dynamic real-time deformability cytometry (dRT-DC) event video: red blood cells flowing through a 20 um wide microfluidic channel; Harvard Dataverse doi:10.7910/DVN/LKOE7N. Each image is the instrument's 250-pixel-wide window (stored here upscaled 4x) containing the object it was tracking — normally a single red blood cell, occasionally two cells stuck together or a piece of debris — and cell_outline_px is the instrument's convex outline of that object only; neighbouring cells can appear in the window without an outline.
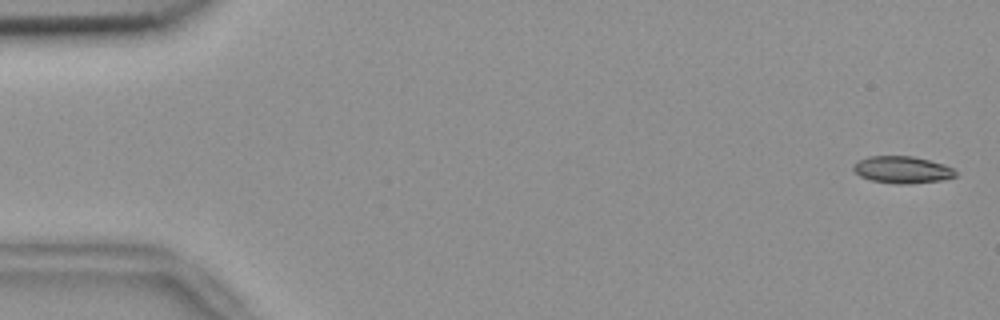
{"species": "common noctule bat (a hibernating species)", "species_latin": "Nyctalus noctula", "temperature_condition": "room temperature", "stored_images_in_passage": 56, "camera_frame_rate_fps": 3000, "um_per_image_px": 0.085, "animal": {"sex": "female", "body_mass_g": 18.4}, "frame": {"image": 1, "passage_image": 2, "time_ms": 0.333, "image_size_px": [1000, 320], "cell_outline_px": [[956, 176], [940, 180], [908, 184], [896, 184], [872, 180], [860, 176], [852, 168], [852, 164], [868, 156], [912, 156], [944, 164], [952, 168], [956, 172]], "centroid_in_image_um": [76.67, 14.42], "position_along_channel_um": 8.3, "area_um2": 15.95}}
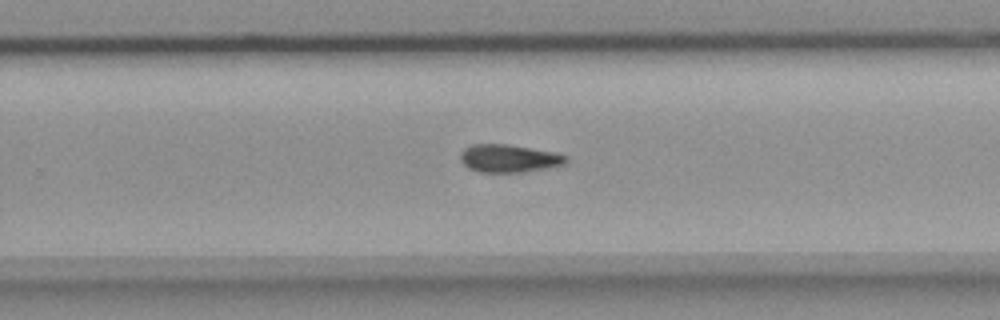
{"frame": {"image": 2, "passage_image": 36, "time_ms": 11.667, "image_size_px": [1000, 320], "cell_outline_px": [[568, 164], [548, 168], [520, 172], [480, 172], [468, 168], [460, 160], [460, 152], [464, 148], [472, 144], [508, 144], [556, 152], [568, 156]], "centroid_in_image_um": [43.29, 13.46], "position_along_channel_um": 286.5, "area_um2": 17.4}}
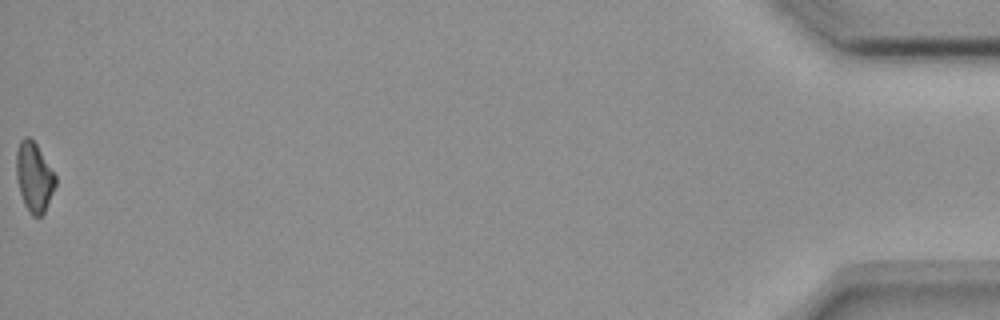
{"frame": {"image": 3, "passage_image": 56, "time_ms": 18.333, "image_size_px": [1000, 320], "cell_outline_px": [[56, 184], [44, 212], [40, 216], [32, 216], [24, 204], [20, 192], [16, 176], [16, 152], [20, 140], [24, 136], [28, 136], [36, 144], [56, 176]], "centroid_in_image_um": [2.88, 15.03], "position_along_channel_um": 432.3, "area_um2": 15.66}}